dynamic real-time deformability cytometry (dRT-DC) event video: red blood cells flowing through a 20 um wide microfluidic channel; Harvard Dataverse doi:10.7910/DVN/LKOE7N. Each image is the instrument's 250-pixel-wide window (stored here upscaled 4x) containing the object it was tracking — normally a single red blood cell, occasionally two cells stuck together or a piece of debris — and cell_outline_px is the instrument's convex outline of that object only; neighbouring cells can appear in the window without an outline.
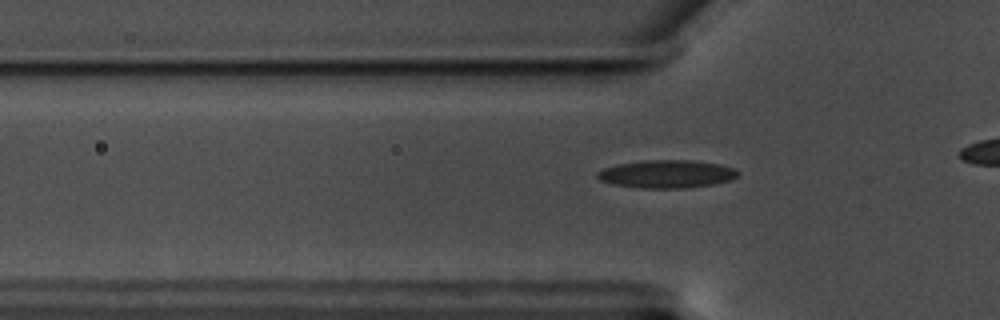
{"species": "common noctule bat (a hibernating species)", "species_latin": "Nyctalus noctula", "temperature_condition": "warm", "stored_images_in_passage": 30, "camera_frame_rate_fps": 3000, "um_per_image_px": 0.085, "animal": {"sex": "male", "body_mass_g": 17.5, "forearm_length_mm": 52.3}, "frame": {"image": 1, "passage_image": 2, "time_ms": 0.333, "image_size_px": [1000, 320], "cell_outline_px": [[740, 172], [736, 176], [728, 180], [712, 184], [684, 188], [640, 188], [612, 184], [600, 180], [596, 176], [596, 172], [604, 168], [616, 164], [644, 160], [692, 160], [720, 164], [736, 168]], "centroid_in_image_um": [56.64, 14.78], "position_along_channel_um": 69.2, "area_um2": 22.95}}
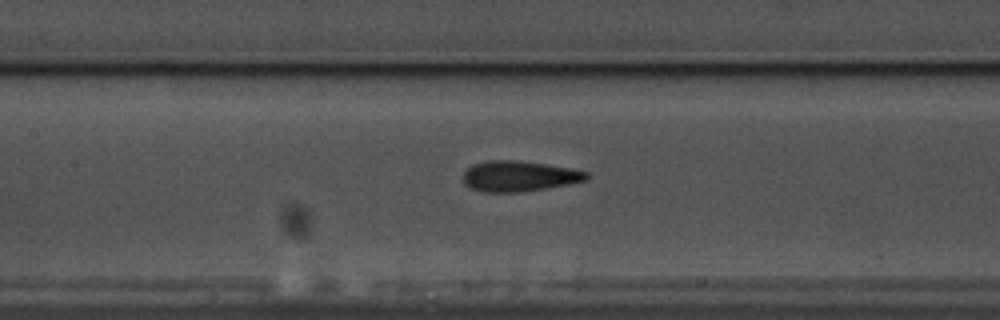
{"frame": {"image": 2, "passage_image": 10, "time_ms": 3.0, "image_size_px": [1000, 320], "cell_outline_px": [[588, 176], [584, 180], [568, 184], [520, 192], [484, 192], [472, 188], [464, 184], [464, 172], [472, 164], [488, 160], [512, 160], [544, 164], [568, 168], [588, 172]], "centroid_in_image_um": [44.07, 14.97], "position_along_channel_um": 163.3, "area_um2": 21.56}}
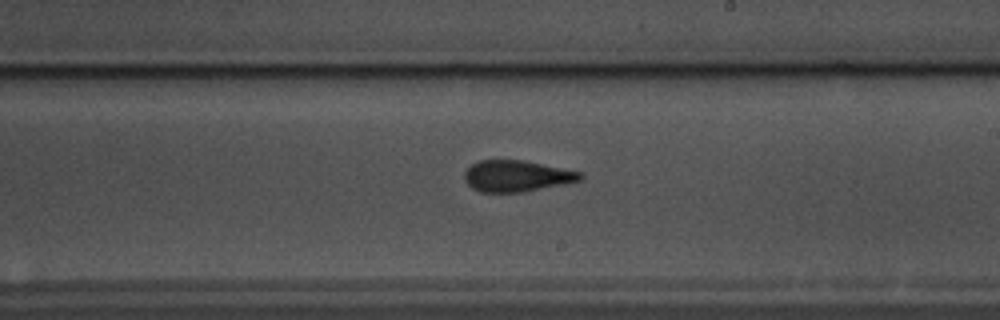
{"frame": {"image": 3, "passage_image": 17, "time_ms": 5.333, "image_size_px": [1000, 320], "cell_outline_px": [[584, 176], [580, 180], [524, 192], [480, 192], [472, 188], [464, 180], [464, 172], [472, 164], [480, 160], [520, 160], [584, 172]], "centroid_in_image_um": [43.9, 14.96], "position_along_channel_um": 245.1, "area_um2": 20.98}}